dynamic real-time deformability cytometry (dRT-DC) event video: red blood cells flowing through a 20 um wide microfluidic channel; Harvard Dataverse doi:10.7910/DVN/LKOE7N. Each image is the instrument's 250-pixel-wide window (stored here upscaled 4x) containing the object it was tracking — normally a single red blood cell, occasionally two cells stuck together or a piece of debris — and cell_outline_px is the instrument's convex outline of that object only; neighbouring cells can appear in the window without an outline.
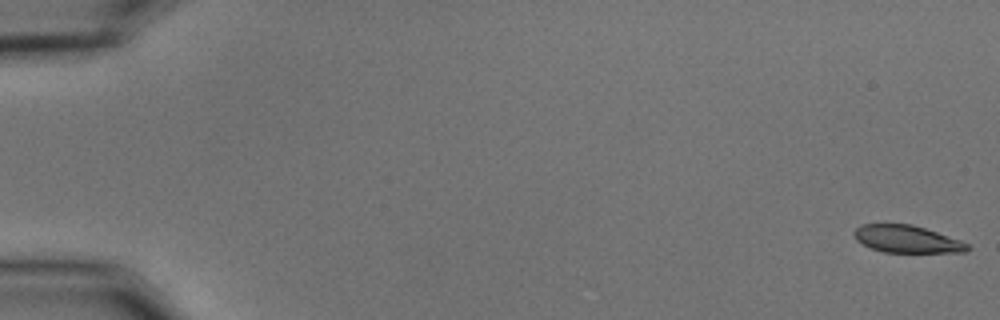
{"species": "common noctule bat (a hibernating species)", "species_latin": "Nyctalus noctula", "temperature_condition": "cold", "stored_images_in_passage": 56, "camera_frame_rate_fps": 3000, "um_per_image_px": 0.085, "animal": {"sex": "male", "body_mass_g": 15.6}, "frame": {"image": 1, "passage_image": 1, "time_ms": 0.0, "image_size_px": [1000, 320], "cell_outline_px": [[972, 248], [964, 252], [884, 252], [872, 248], [856, 240], [852, 232], [860, 224], [912, 224], [960, 240], [968, 244]], "centroid_in_image_um": [77.07, 20.32], "position_along_channel_um": 7.9, "area_um2": 17.92}}
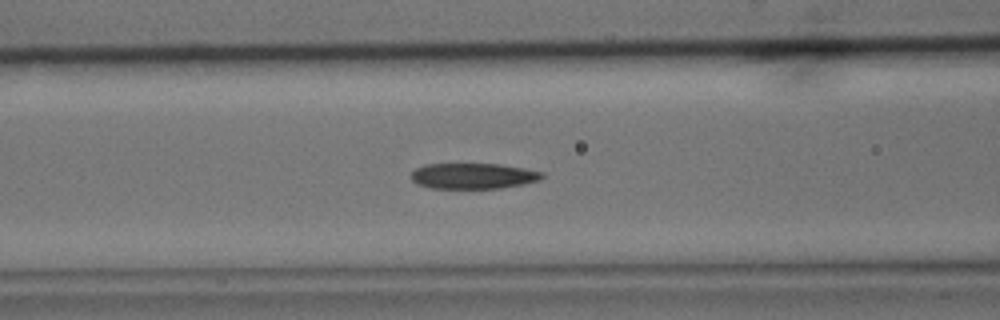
{"frame": {"image": 2, "passage_image": 24, "time_ms": 7.667, "image_size_px": [1000, 320], "cell_outline_px": [[544, 176], [540, 180], [524, 184], [500, 188], [432, 188], [416, 184], [412, 180], [412, 172], [416, 168], [424, 164], [500, 164], [524, 168], [544, 172]], "centroid_in_image_um": [40.24, 14.95], "position_along_channel_um": 126.4, "area_um2": 19.65}}
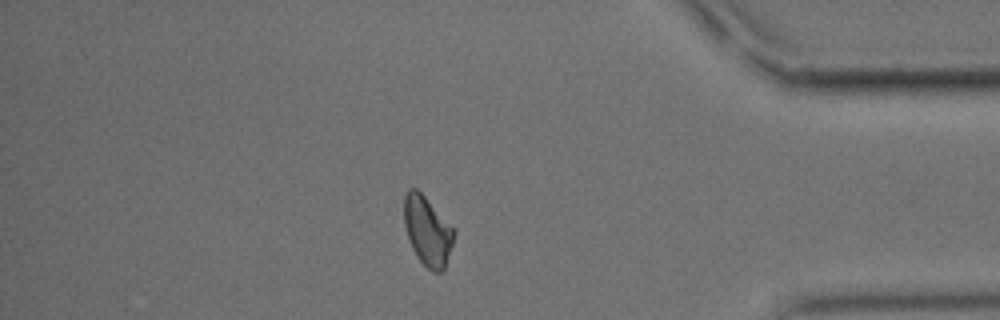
{"frame": {"image": 3, "passage_image": 49, "time_ms": 16.0, "image_size_px": [1000, 320], "cell_outline_px": [[456, 232], [444, 268], [440, 272], [432, 272], [416, 256], [408, 240], [404, 224], [404, 196], [408, 188], [416, 188], [456, 228]], "centroid_in_image_um": [36.34, 19.61], "position_along_channel_um": 398.9, "area_um2": 20.23}, "authors_computed_cell_mechanics": {"area_um2": 20.1722, "velocity_mm_per_s": 3.609, "shape_relaxation_time_tau1_ms": 7.8637, "shape_relaxation_time_tau2_ms": 7.6424, "deformation_change_tau1": 0.1799, "deformation_change_tau2": 0.139}}